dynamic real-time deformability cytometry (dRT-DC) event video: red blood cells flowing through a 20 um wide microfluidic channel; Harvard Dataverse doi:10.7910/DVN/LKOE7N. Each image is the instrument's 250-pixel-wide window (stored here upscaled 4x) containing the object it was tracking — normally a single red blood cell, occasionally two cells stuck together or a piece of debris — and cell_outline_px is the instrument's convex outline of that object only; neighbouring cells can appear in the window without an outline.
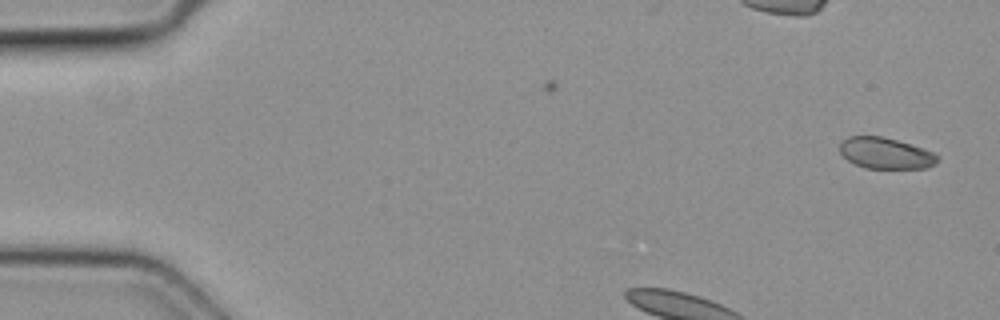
{"species": "common noctule bat (a hibernating species)", "species_latin": "Nyctalus noctula", "temperature_condition": "cold", "stored_images_in_passage": 2, "camera_frame_rate_fps": 3000, "um_per_image_px": 0.085, "animal": {"sex": "female", "body_mass_g": 19.3, "forearm_length_mm": 54.1}, "frame": {"image": 1, "passage_image": 2, "time_ms": 0.333, "image_size_px": [1000, 320], "cell_outline_px": [[940, 160], [936, 164], [928, 168], [864, 168], [848, 160], [840, 152], [840, 144], [848, 136], [880, 136], [896, 140], [932, 152], [940, 156]], "centroid_in_image_um": [75.3, 13.04], "position_along_channel_um": 9.7, "area_um2": 17.57}}